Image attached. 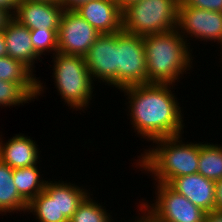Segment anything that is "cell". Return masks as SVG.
I'll return each mask as SVG.
<instances>
[{"mask_svg": "<svg viewBox=\"0 0 222 222\" xmlns=\"http://www.w3.org/2000/svg\"><path fill=\"white\" fill-rule=\"evenodd\" d=\"M174 85L148 83L121 90L127 96L134 132L149 142L184 133L180 103L170 90Z\"/></svg>", "mask_w": 222, "mask_h": 222, "instance_id": "obj_1", "label": "cell"}, {"mask_svg": "<svg viewBox=\"0 0 222 222\" xmlns=\"http://www.w3.org/2000/svg\"><path fill=\"white\" fill-rule=\"evenodd\" d=\"M142 37L147 62V84H174L179 82L184 72L186 74V71L191 70L193 56L188 45L190 43L177 29Z\"/></svg>", "mask_w": 222, "mask_h": 222, "instance_id": "obj_2", "label": "cell"}, {"mask_svg": "<svg viewBox=\"0 0 222 222\" xmlns=\"http://www.w3.org/2000/svg\"><path fill=\"white\" fill-rule=\"evenodd\" d=\"M182 135L154 140L155 148H148L136 162L157 183L169 184L174 178L198 171L199 143H184ZM149 172V173H148Z\"/></svg>", "mask_w": 222, "mask_h": 222, "instance_id": "obj_3", "label": "cell"}, {"mask_svg": "<svg viewBox=\"0 0 222 222\" xmlns=\"http://www.w3.org/2000/svg\"><path fill=\"white\" fill-rule=\"evenodd\" d=\"M55 88L68 107L82 110L90 105L95 86L84 56L57 52L53 56ZM94 84V85H93Z\"/></svg>", "mask_w": 222, "mask_h": 222, "instance_id": "obj_4", "label": "cell"}, {"mask_svg": "<svg viewBox=\"0 0 222 222\" xmlns=\"http://www.w3.org/2000/svg\"><path fill=\"white\" fill-rule=\"evenodd\" d=\"M180 0H142L122 14V29L134 35L169 32L177 28Z\"/></svg>", "mask_w": 222, "mask_h": 222, "instance_id": "obj_5", "label": "cell"}, {"mask_svg": "<svg viewBox=\"0 0 222 222\" xmlns=\"http://www.w3.org/2000/svg\"><path fill=\"white\" fill-rule=\"evenodd\" d=\"M147 84L143 37L123 29L117 32V89Z\"/></svg>", "mask_w": 222, "mask_h": 222, "instance_id": "obj_6", "label": "cell"}, {"mask_svg": "<svg viewBox=\"0 0 222 222\" xmlns=\"http://www.w3.org/2000/svg\"><path fill=\"white\" fill-rule=\"evenodd\" d=\"M155 203L145 205L161 222H204L206 212L195 206L184 195L177 193L168 184L155 185Z\"/></svg>", "mask_w": 222, "mask_h": 222, "instance_id": "obj_7", "label": "cell"}, {"mask_svg": "<svg viewBox=\"0 0 222 222\" xmlns=\"http://www.w3.org/2000/svg\"><path fill=\"white\" fill-rule=\"evenodd\" d=\"M176 29L186 41L187 37L190 36L198 39V41L200 39L206 42H218L221 46L222 12L186 6L180 1Z\"/></svg>", "mask_w": 222, "mask_h": 222, "instance_id": "obj_8", "label": "cell"}, {"mask_svg": "<svg viewBox=\"0 0 222 222\" xmlns=\"http://www.w3.org/2000/svg\"><path fill=\"white\" fill-rule=\"evenodd\" d=\"M101 34L75 10H64L58 29V52L84 56Z\"/></svg>", "mask_w": 222, "mask_h": 222, "instance_id": "obj_9", "label": "cell"}, {"mask_svg": "<svg viewBox=\"0 0 222 222\" xmlns=\"http://www.w3.org/2000/svg\"><path fill=\"white\" fill-rule=\"evenodd\" d=\"M92 80L117 88V33L101 34L84 55ZM95 78V79H94Z\"/></svg>", "mask_w": 222, "mask_h": 222, "instance_id": "obj_10", "label": "cell"}, {"mask_svg": "<svg viewBox=\"0 0 222 222\" xmlns=\"http://www.w3.org/2000/svg\"><path fill=\"white\" fill-rule=\"evenodd\" d=\"M63 11L58 1H20L12 17L29 30L59 29Z\"/></svg>", "mask_w": 222, "mask_h": 222, "instance_id": "obj_11", "label": "cell"}, {"mask_svg": "<svg viewBox=\"0 0 222 222\" xmlns=\"http://www.w3.org/2000/svg\"><path fill=\"white\" fill-rule=\"evenodd\" d=\"M206 213L216 209V182L199 173L174 178L168 184Z\"/></svg>", "mask_w": 222, "mask_h": 222, "instance_id": "obj_12", "label": "cell"}, {"mask_svg": "<svg viewBox=\"0 0 222 222\" xmlns=\"http://www.w3.org/2000/svg\"><path fill=\"white\" fill-rule=\"evenodd\" d=\"M100 34L122 30L123 14L116 0H91L75 10Z\"/></svg>", "mask_w": 222, "mask_h": 222, "instance_id": "obj_13", "label": "cell"}, {"mask_svg": "<svg viewBox=\"0 0 222 222\" xmlns=\"http://www.w3.org/2000/svg\"><path fill=\"white\" fill-rule=\"evenodd\" d=\"M3 34L6 42L7 56L21 61L34 72L35 61L40 60V56L34 51L32 46L30 30L12 17L3 30Z\"/></svg>", "mask_w": 222, "mask_h": 222, "instance_id": "obj_14", "label": "cell"}, {"mask_svg": "<svg viewBox=\"0 0 222 222\" xmlns=\"http://www.w3.org/2000/svg\"><path fill=\"white\" fill-rule=\"evenodd\" d=\"M36 141L24 134H15L4 143L0 137V160L12 169H19L36 165L40 160V153Z\"/></svg>", "mask_w": 222, "mask_h": 222, "instance_id": "obj_15", "label": "cell"}, {"mask_svg": "<svg viewBox=\"0 0 222 222\" xmlns=\"http://www.w3.org/2000/svg\"><path fill=\"white\" fill-rule=\"evenodd\" d=\"M36 78L21 61L10 56L0 57V80L19 84L33 99L44 92L43 83Z\"/></svg>", "mask_w": 222, "mask_h": 222, "instance_id": "obj_16", "label": "cell"}, {"mask_svg": "<svg viewBox=\"0 0 222 222\" xmlns=\"http://www.w3.org/2000/svg\"><path fill=\"white\" fill-rule=\"evenodd\" d=\"M29 211L39 222H69L57 206V181L46 182L44 190L28 203Z\"/></svg>", "mask_w": 222, "mask_h": 222, "instance_id": "obj_17", "label": "cell"}, {"mask_svg": "<svg viewBox=\"0 0 222 222\" xmlns=\"http://www.w3.org/2000/svg\"><path fill=\"white\" fill-rule=\"evenodd\" d=\"M27 207L28 202L18 193L14 184L13 169L0 160V214L24 213Z\"/></svg>", "mask_w": 222, "mask_h": 222, "instance_id": "obj_18", "label": "cell"}, {"mask_svg": "<svg viewBox=\"0 0 222 222\" xmlns=\"http://www.w3.org/2000/svg\"><path fill=\"white\" fill-rule=\"evenodd\" d=\"M38 164L19 169H13V180L18 193L29 203L40 194L46 185V180L41 179Z\"/></svg>", "mask_w": 222, "mask_h": 222, "instance_id": "obj_19", "label": "cell"}, {"mask_svg": "<svg viewBox=\"0 0 222 222\" xmlns=\"http://www.w3.org/2000/svg\"><path fill=\"white\" fill-rule=\"evenodd\" d=\"M199 142V162L197 173L215 182L222 179V146Z\"/></svg>", "mask_w": 222, "mask_h": 222, "instance_id": "obj_20", "label": "cell"}, {"mask_svg": "<svg viewBox=\"0 0 222 222\" xmlns=\"http://www.w3.org/2000/svg\"><path fill=\"white\" fill-rule=\"evenodd\" d=\"M90 194L88 190L79 187V185L67 183L65 181H57V206L59 212L62 213L69 221L78 209V206Z\"/></svg>", "mask_w": 222, "mask_h": 222, "instance_id": "obj_21", "label": "cell"}, {"mask_svg": "<svg viewBox=\"0 0 222 222\" xmlns=\"http://www.w3.org/2000/svg\"><path fill=\"white\" fill-rule=\"evenodd\" d=\"M89 194L73 214L69 222H114L111 213L103 205L91 198ZM103 206V207H102Z\"/></svg>", "mask_w": 222, "mask_h": 222, "instance_id": "obj_22", "label": "cell"}, {"mask_svg": "<svg viewBox=\"0 0 222 222\" xmlns=\"http://www.w3.org/2000/svg\"><path fill=\"white\" fill-rule=\"evenodd\" d=\"M30 37L34 51L41 57L45 52H58V29L30 30Z\"/></svg>", "mask_w": 222, "mask_h": 222, "instance_id": "obj_23", "label": "cell"}, {"mask_svg": "<svg viewBox=\"0 0 222 222\" xmlns=\"http://www.w3.org/2000/svg\"><path fill=\"white\" fill-rule=\"evenodd\" d=\"M28 101L33 98L19 84L0 80V107H15Z\"/></svg>", "mask_w": 222, "mask_h": 222, "instance_id": "obj_24", "label": "cell"}, {"mask_svg": "<svg viewBox=\"0 0 222 222\" xmlns=\"http://www.w3.org/2000/svg\"><path fill=\"white\" fill-rule=\"evenodd\" d=\"M184 5L203 10L222 12V0H180Z\"/></svg>", "mask_w": 222, "mask_h": 222, "instance_id": "obj_25", "label": "cell"}, {"mask_svg": "<svg viewBox=\"0 0 222 222\" xmlns=\"http://www.w3.org/2000/svg\"><path fill=\"white\" fill-rule=\"evenodd\" d=\"M141 204L137 205V207L140 208V212L142 214L141 217H139L138 219H136L133 222H161L145 205H143L142 202H139ZM144 209V210H143ZM132 222V221H130Z\"/></svg>", "mask_w": 222, "mask_h": 222, "instance_id": "obj_26", "label": "cell"}, {"mask_svg": "<svg viewBox=\"0 0 222 222\" xmlns=\"http://www.w3.org/2000/svg\"><path fill=\"white\" fill-rule=\"evenodd\" d=\"M89 1L91 0H58V2L64 7V10H76Z\"/></svg>", "mask_w": 222, "mask_h": 222, "instance_id": "obj_27", "label": "cell"}, {"mask_svg": "<svg viewBox=\"0 0 222 222\" xmlns=\"http://www.w3.org/2000/svg\"><path fill=\"white\" fill-rule=\"evenodd\" d=\"M19 3L20 0H0V8H3L13 16Z\"/></svg>", "mask_w": 222, "mask_h": 222, "instance_id": "obj_28", "label": "cell"}, {"mask_svg": "<svg viewBox=\"0 0 222 222\" xmlns=\"http://www.w3.org/2000/svg\"><path fill=\"white\" fill-rule=\"evenodd\" d=\"M216 212L222 211V179L216 182Z\"/></svg>", "mask_w": 222, "mask_h": 222, "instance_id": "obj_29", "label": "cell"}, {"mask_svg": "<svg viewBox=\"0 0 222 222\" xmlns=\"http://www.w3.org/2000/svg\"><path fill=\"white\" fill-rule=\"evenodd\" d=\"M12 18V15L4 10L3 8H0V31H3L8 23V21Z\"/></svg>", "mask_w": 222, "mask_h": 222, "instance_id": "obj_30", "label": "cell"}, {"mask_svg": "<svg viewBox=\"0 0 222 222\" xmlns=\"http://www.w3.org/2000/svg\"><path fill=\"white\" fill-rule=\"evenodd\" d=\"M204 222H222V214L216 211L206 213Z\"/></svg>", "mask_w": 222, "mask_h": 222, "instance_id": "obj_31", "label": "cell"}, {"mask_svg": "<svg viewBox=\"0 0 222 222\" xmlns=\"http://www.w3.org/2000/svg\"><path fill=\"white\" fill-rule=\"evenodd\" d=\"M142 0H116L119 9L121 10V12L123 13L129 6L139 3Z\"/></svg>", "mask_w": 222, "mask_h": 222, "instance_id": "obj_32", "label": "cell"}, {"mask_svg": "<svg viewBox=\"0 0 222 222\" xmlns=\"http://www.w3.org/2000/svg\"><path fill=\"white\" fill-rule=\"evenodd\" d=\"M7 56L6 42L3 31H0V57Z\"/></svg>", "mask_w": 222, "mask_h": 222, "instance_id": "obj_33", "label": "cell"}, {"mask_svg": "<svg viewBox=\"0 0 222 222\" xmlns=\"http://www.w3.org/2000/svg\"><path fill=\"white\" fill-rule=\"evenodd\" d=\"M20 1H40V2H51V1H58V0H20Z\"/></svg>", "mask_w": 222, "mask_h": 222, "instance_id": "obj_34", "label": "cell"}]
</instances>
